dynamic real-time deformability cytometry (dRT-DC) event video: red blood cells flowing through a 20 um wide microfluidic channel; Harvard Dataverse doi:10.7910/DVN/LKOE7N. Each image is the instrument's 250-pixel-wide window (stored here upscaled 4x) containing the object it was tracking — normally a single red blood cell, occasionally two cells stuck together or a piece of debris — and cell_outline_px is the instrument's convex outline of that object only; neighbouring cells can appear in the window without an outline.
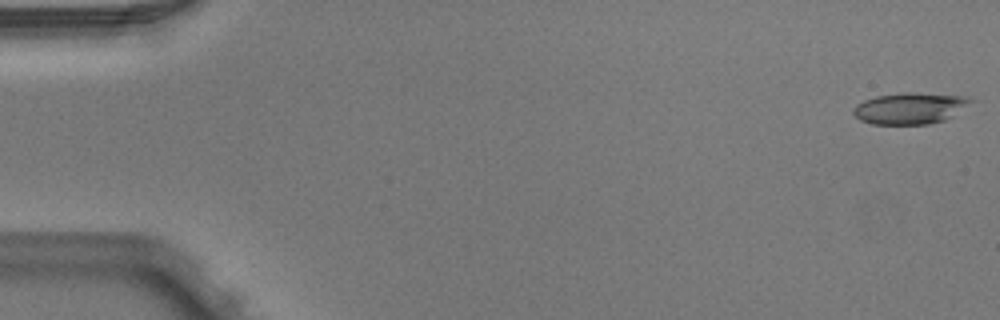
{"species": "Egyptian fruit bat (a non-hibernating species)", "species_latin": "Rousettus aegyptiacus", "temperature_condition": "warm", "stored_images_in_passage": 3, "camera_frame_rate_fps": 3000, "um_per_image_px": 0.085, "animal": {"sex": "male"}, "frame": {"image": 1, "passage_image": 1, "time_ms": 0.0, "image_size_px": [1000, 320], "cell_outline_px": [[976, 100], [944, 120], [928, 124], [872, 124], [860, 120], [852, 112], [852, 108], [856, 104], [864, 100], [876, 96], [900, 92], [916, 92], [968, 96]], "centroid_in_image_um": [77.34, 9.18], "position_along_channel_um": 7.7, "area_um2": 21.62}}